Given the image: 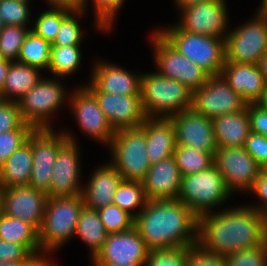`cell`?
Wrapping results in <instances>:
<instances>
[{"label":"cell","instance_id":"f6af8a7d","mask_svg":"<svg viewBox=\"0 0 267 266\" xmlns=\"http://www.w3.org/2000/svg\"><path fill=\"white\" fill-rule=\"evenodd\" d=\"M41 261L23 245L0 239V262Z\"/></svg>","mask_w":267,"mask_h":266},{"label":"cell","instance_id":"1f68e13d","mask_svg":"<svg viewBox=\"0 0 267 266\" xmlns=\"http://www.w3.org/2000/svg\"><path fill=\"white\" fill-rule=\"evenodd\" d=\"M181 175L198 173L214 164V156L199 149L176 145L173 153Z\"/></svg>","mask_w":267,"mask_h":266},{"label":"cell","instance_id":"30bf717a","mask_svg":"<svg viewBox=\"0 0 267 266\" xmlns=\"http://www.w3.org/2000/svg\"><path fill=\"white\" fill-rule=\"evenodd\" d=\"M60 134L54 133L51 128L33 129L27 139L33 158L28 185L45 193L50 189L52 168L58 150L68 140L65 133Z\"/></svg>","mask_w":267,"mask_h":266},{"label":"cell","instance_id":"d590c367","mask_svg":"<svg viewBox=\"0 0 267 266\" xmlns=\"http://www.w3.org/2000/svg\"><path fill=\"white\" fill-rule=\"evenodd\" d=\"M100 219L106 229L111 233H123L130 231L134 227V214L111 204L97 210Z\"/></svg>","mask_w":267,"mask_h":266},{"label":"cell","instance_id":"8d00e7d4","mask_svg":"<svg viewBox=\"0 0 267 266\" xmlns=\"http://www.w3.org/2000/svg\"><path fill=\"white\" fill-rule=\"evenodd\" d=\"M24 26L5 25L0 31V52L4 59L18 60L21 46L31 29Z\"/></svg>","mask_w":267,"mask_h":266},{"label":"cell","instance_id":"5b68a950","mask_svg":"<svg viewBox=\"0 0 267 266\" xmlns=\"http://www.w3.org/2000/svg\"><path fill=\"white\" fill-rule=\"evenodd\" d=\"M159 33L210 76L220 75L226 60L225 38L189 33L178 26L159 30Z\"/></svg>","mask_w":267,"mask_h":266},{"label":"cell","instance_id":"7402d4cb","mask_svg":"<svg viewBox=\"0 0 267 266\" xmlns=\"http://www.w3.org/2000/svg\"><path fill=\"white\" fill-rule=\"evenodd\" d=\"M220 75L247 104H256L266 88L258 64L225 61Z\"/></svg>","mask_w":267,"mask_h":266},{"label":"cell","instance_id":"6f0895ef","mask_svg":"<svg viewBox=\"0 0 267 266\" xmlns=\"http://www.w3.org/2000/svg\"><path fill=\"white\" fill-rule=\"evenodd\" d=\"M257 14L267 17V0H262L261 7L258 10Z\"/></svg>","mask_w":267,"mask_h":266},{"label":"cell","instance_id":"4fadbf2b","mask_svg":"<svg viewBox=\"0 0 267 266\" xmlns=\"http://www.w3.org/2000/svg\"><path fill=\"white\" fill-rule=\"evenodd\" d=\"M213 162L230 192L235 189L250 191L262 170L244 147H218Z\"/></svg>","mask_w":267,"mask_h":266},{"label":"cell","instance_id":"44dd1931","mask_svg":"<svg viewBox=\"0 0 267 266\" xmlns=\"http://www.w3.org/2000/svg\"><path fill=\"white\" fill-rule=\"evenodd\" d=\"M182 175L174 156L152 164L141 181L148 200H176Z\"/></svg>","mask_w":267,"mask_h":266},{"label":"cell","instance_id":"e0dca14e","mask_svg":"<svg viewBox=\"0 0 267 266\" xmlns=\"http://www.w3.org/2000/svg\"><path fill=\"white\" fill-rule=\"evenodd\" d=\"M67 141L59 148L56 160L52 168L50 189L48 197H66L81 195L79 186V159L76 140L69 134ZM80 187V188H79Z\"/></svg>","mask_w":267,"mask_h":266},{"label":"cell","instance_id":"ac0fdd59","mask_svg":"<svg viewBox=\"0 0 267 266\" xmlns=\"http://www.w3.org/2000/svg\"><path fill=\"white\" fill-rule=\"evenodd\" d=\"M149 252L140 233L133 227L127 232L108 234L103 248L93 259V264H127L130 262L143 266Z\"/></svg>","mask_w":267,"mask_h":266},{"label":"cell","instance_id":"9a60e30c","mask_svg":"<svg viewBox=\"0 0 267 266\" xmlns=\"http://www.w3.org/2000/svg\"><path fill=\"white\" fill-rule=\"evenodd\" d=\"M1 192L3 214L27 222L39 231L48 199L47 193L29 185L3 188Z\"/></svg>","mask_w":267,"mask_h":266},{"label":"cell","instance_id":"5bb4252c","mask_svg":"<svg viewBox=\"0 0 267 266\" xmlns=\"http://www.w3.org/2000/svg\"><path fill=\"white\" fill-rule=\"evenodd\" d=\"M86 88L94 95L108 123L117 131L140 127L146 120L141 95H117L100 92L92 83Z\"/></svg>","mask_w":267,"mask_h":266},{"label":"cell","instance_id":"4dcf8cb0","mask_svg":"<svg viewBox=\"0 0 267 266\" xmlns=\"http://www.w3.org/2000/svg\"><path fill=\"white\" fill-rule=\"evenodd\" d=\"M50 51L51 43L30 30L21 46L17 62L38 69L48 68Z\"/></svg>","mask_w":267,"mask_h":266},{"label":"cell","instance_id":"ba28073f","mask_svg":"<svg viewBox=\"0 0 267 266\" xmlns=\"http://www.w3.org/2000/svg\"><path fill=\"white\" fill-rule=\"evenodd\" d=\"M226 36L225 61L258 64L267 51V17L257 14L252 22Z\"/></svg>","mask_w":267,"mask_h":266},{"label":"cell","instance_id":"11a10c76","mask_svg":"<svg viewBox=\"0 0 267 266\" xmlns=\"http://www.w3.org/2000/svg\"><path fill=\"white\" fill-rule=\"evenodd\" d=\"M258 65L261 70V74L263 75L265 84L267 85V51L263 54Z\"/></svg>","mask_w":267,"mask_h":266},{"label":"cell","instance_id":"ffe728a7","mask_svg":"<svg viewBox=\"0 0 267 266\" xmlns=\"http://www.w3.org/2000/svg\"><path fill=\"white\" fill-rule=\"evenodd\" d=\"M72 94L71 105L82 131L110 144L115 131L99 108L94 95L84 86Z\"/></svg>","mask_w":267,"mask_h":266},{"label":"cell","instance_id":"74e56055","mask_svg":"<svg viewBox=\"0 0 267 266\" xmlns=\"http://www.w3.org/2000/svg\"><path fill=\"white\" fill-rule=\"evenodd\" d=\"M33 127L24 123L20 128L0 133V168L11 154L27 142Z\"/></svg>","mask_w":267,"mask_h":266},{"label":"cell","instance_id":"91938a15","mask_svg":"<svg viewBox=\"0 0 267 266\" xmlns=\"http://www.w3.org/2000/svg\"><path fill=\"white\" fill-rule=\"evenodd\" d=\"M3 215V199H2V192L0 188V218Z\"/></svg>","mask_w":267,"mask_h":266},{"label":"cell","instance_id":"bcb514c9","mask_svg":"<svg viewBox=\"0 0 267 266\" xmlns=\"http://www.w3.org/2000/svg\"><path fill=\"white\" fill-rule=\"evenodd\" d=\"M184 266H227L224 256L203 251L198 245L189 247Z\"/></svg>","mask_w":267,"mask_h":266},{"label":"cell","instance_id":"680465c9","mask_svg":"<svg viewBox=\"0 0 267 266\" xmlns=\"http://www.w3.org/2000/svg\"><path fill=\"white\" fill-rule=\"evenodd\" d=\"M94 266H141L138 263H130L127 264H119V263H111V264H94Z\"/></svg>","mask_w":267,"mask_h":266},{"label":"cell","instance_id":"7dc6e473","mask_svg":"<svg viewBox=\"0 0 267 266\" xmlns=\"http://www.w3.org/2000/svg\"><path fill=\"white\" fill-rule=\"evenodd\" d=\"M244 149L252 156L262 169L267 168V137L250 132Z\"/></svg>","mask_w":267,"mask_h":266},{"label":"cell","instance_id":"603a6c76","mask_svg":"<svg viewBox=\"0 0 267 266\" xmlns=\"http://www.w3.org/2000/svg\"><path fill=\"white\" fill-rule=\"evenodd\" d=\"M160 118V119H159ZM147 117L141 124L147 141V155L151 165L173 156L176 138L170 118Z\"/></svg>","mask_w":267,"mask_h":266},{"label":"cell","instance_id":"484cf974","mask_svg":"<svg viewBox=\"0 0 267 266\" xmlns=\"http://www.w3.org/2000/svg\"><path fill=\"white\" fill-rule=\"evenodd\" d=\"M212 120L218 147H244L251 132L248 104L239 112L220 115Z\"/></svg>","mask_w":267,"mask_h":266},{"label":"cell","instance_id":"277c9868","mask_svg":"<svg viewBox=\"0 0 267 266\" xmlns=\"http://www.w3.org/2000/svg\"><path fill=\"white\" fill-rule=\"evenodd\" d=\"M83 207L82 195L48 197L43 222L38 231L41 250L50 251L60 247L75 235Z\"/></svg>","mask_w":267,"mask_h":266},{"label":"cell","instance_id":"836d02e7","mask_svg":"<svg viewBox=\"0 0 267 266\" xmlns=\"http://www.w3.org/2000/svg\"><path fill=\"white\" fill-rule=\"evenodd\" d=\"M148 202L141 181L123 180L114 194L113 204L131 214V210L139 205L143 209Z\"/></svg>","mask_w":267,"mask_h":266},{"label":"cell","instance_id":"8fae6325","mask_svg":"<svg viewBox=\"0 0 267 266\" xmlns=\"http://www.w3.org/2000/svg\"><path fill=\"white\" fill-rule=\"evenodd\" d=\"M247 103L221 75L209 76L206 83L193 92L192 109L205 117L231 114L243 110Z\"/></svg>","mask_w":267,"mask_h":266},{"label":"cell","instance_id":"4316f807","mask_svg":"<svg viewBox=\"0 0 267 266\" xmlns=\"http://www.w3.org/2000/svg\"><path fill=\"white\" fill-rule=\"evenodd\" d=\"M32 148L26 142L15 150L0 168V188L26 186L31 178Z\"/></svg>","mask_w":267,"mask_h":266},{"label":"cell","instance_id":"d6a6232c","mask_svg":"<svg viewBox=\"0 0 267 266\" xmlns=\"http://www.w3.org/2000/svg\"><path fill=\"white\" fill-rule=\"evenodd\" d=\"M80 45L51 46L48 69L56 76H67L76 71L81 61Z\"/></svg>","mask_w":267,"mask_h":266},{"label":"cell","instance_id":"ab89813d","mask_svg":"<svg viewBox=\"0 0 267 266\" xmlns=\"http://www.w3.org/2000/svg\"><path fill=\"white\" fill-rule=\"evenodd\" d=\"M189 247L152 250L143 266H184Z\"/></svg>","mask_w":267,"mask_h":266},{"label":"cell","instance_id":"8992f818","mask_svg":"<svg viewBox=\"0 0 267 266\" xmlns=\"http://www.w3.org/2000/svg\"><path fill=\"white\" fill-rule=\"evenodd\" d=\"M229 194L231 192L225 185L223 175L213 164L204 171L183 175L177 200L184 203L199 218L210 213V207L222 205Z\"/></svg>","mask_w":267,"mask_h":266},{"label":"cell","instance_id":"6da1fadb","mask_svg":"<svg viewBox=\"0 0 267 266\" xmlns=\"http://www.w3.org/2000/svg\"><path fill=\"white\" fill-rule=\"evenodd\" d=\"M267 242V216L251 207L198 218L197 245L205 252L226 257Z\"/></svg>","mask_w":267,"mask_h":266},{"label":"cell","instance_id":"d4e9b609","mask_svg":"<svg viewBox=\"0 0 267 266\" xmlns=\"http://www.w3.org/2000/svg\"><path fill=\"white\" fill-rule=\"evenodd\" d=\"M93 71L91 83L103 93L140 95L142 75L135 76L109 63H99Z\"/></svg>","mask_w":267,"mask_h":266},{"label":"cell","instance_id":"f546056e","mask_svg":"<svg viewBox=\"0 0 267 266\" xmlns=\"http://www.w3.org/2000/svg\"><path fill=\"white\" fill-rule=\"evenodd\" d=\"M97 210L83 207L77 222L75 235L89 245L93 259L101 251L108 237Z\"/></svg>","mask_w":267,"mask_h":266},{"label":"cell","instance_id":"d6986e66","mask_svg":"<svg viewBox=\"0 0 267 266\" xmlns=\"http://www.w3.org/2000/svg\"><path fill=\"white\" fill-rule=\"evenodd\" d=\"M181 10L182 22L177 25L181 30L226 39L223 31L225 32L228 18L224 1L198 3Z\"/></svg>","mask_w":267,"mask_h":266},{"label":"cell","instance_id":"ee69618b","mask_svg":"<svg viewBox=\"0 0 267 266\" xmlns=\"http://www.w3.org/2000/svg\"><path fill=\"white\" fill-rule=\"evenodd\" d=\"M87 0H85L86 3ZM94 7L96 8L97 26L100 28L109 29L111 28L112 19L116 15L115 13L123 4L124 0H92Z\"/></svg>","mask_w":267,"mask_h":266},{"label":"cell","instance_id":"60d3db41","mask_svg":"<svg viewBox=\"0 0 267 266\" xmlns=\"http://www.w3.org/2000/svg\"><path fill=\"white\" fill-rule=\"evenodd\" d=\"M84 10L72 12L62 21L61 28L51 46H73L79 45L82 38L81 27L74 15H81ZM76 13V14H75Z\"/></svg>","mask_w":267,"mask_h":266},{"label":"cell","instance_id":"9c48e42d","mask_svg":"<svg viewBox=\"0 0 267 266\" xmlns=\"http://www.w3.org/2000/svg\"><path fill=\"white\" fill-rule=\"evenodd\" d=\"M153 35L159 75L181 82L192 92L206 83L210 75L204 69L184 57L159 32Z\"/></svg>","mask_w":267,"mask_h":266},{"label":"cell","instance_id":"9f6ffc18","mask_svg":"<svg viewBox=\"0 0 267 266\" xmlns=\"http://www.w3.org/2000/svg\"><path fill=\"white\" fill-rule=\"evenodd\" d=\"M256 104L259 105L265 111H267V85L265 90L263 91L261 99Z\"/></svg>","mask_w":267,"mask_h":266},{"label":"cell","instance_id":"7bdbcfd3","mask_svg":"<svg viewBox=\"0 0 267 266\" xmlns=\"http://www.w3.org/2000/svg\"><path fill=\"white\" fill-rule=\"evenodd\" d=\"M24 123L18 102L0 99V133L18 129Z\"/></svg>","mask_w":267,"mask_h":266},{"label":"cell","instance_id":"cb8c5ba5","mask_svg":"<svg viewBox=\"0 0 267 266\" xmlns=\"http://www.w3.org/2000/svg\"><path fill=\"white\" fill-rule=\"evenodd\" d=\"M122 181L123 178L111 163L98 168L86 189L82 190L84 206L98 210L113 204L114 194Z\"/></svg>","mask_w":267,"mask_h":266},{"label":"cell","instance_id":"db71d44e","mask_svg":"<svg viewBox=\"0 0 267 266\" xmlns=\"http://www.w3.org/2000/svg\"><path fill=\"white\" fill-rule=\"evenodd\" d=\"M209 1H224V0H176L178 7H180L181 9L194 5V4L204 3V2H209Z\"/></svg>","mask_w":267,"mask_h":266},{"label":"cell","instance_id":"f5cc1de1","mask_svg":"<svg viewBox=\"0 0 267 266\" xmlns=\"http://www.w3.org/2000/svg\"><path fill=\"white\" fill-rule=\"evenodd\" d=\"M0 266H46L42 261L0 262Z\"/></svg>","mask_w":267,"mask_h":266},{"label":"cell","instance_id":"f35d334b","mask_svg":"<svg viewBox=\"0 0 267 266\" xmlns=\"http://www.w3.org/2000/svg\"><path fill=\"white\" fill-rule=\"evenodd\" d=\"M227 266H267V242L225 257Z\"/></svg>","mask_w":267,"mask_h":266},{"label":"cell","instance_id":"e575fe53","mask_svg":"<svg viewBox=\"0 0 267 266\" xmlns=\"http://www.w3.org/2000/svg\"><path fill=\"white\" fill-rule=\"evenodd\" d=\"M71 12H73V10L65 7H53L52 9L43 12L38 17L35 26L31 31L37 36L52 43L61 28L62 21Z\"/></svg>","mask_w":267,"mask_h":266},{"label":"cell","instance_id":"f1b7e54d","mask_svg":"<svg viewBox=\"0 0 267 266\" xmlns=\"http://www.w3.org/2000/svg\"><path fill=\"white\" fill-rule=\"evenodd\" d=\"M40 69L17 62L10 63L5 83L0 94L1 100L12 101L11 94L18 96L13 101L18 102L40 80ZM10 95V96H9Z\"/></svg>","mask_w":267,"mask_h":266},{"label":"cell","instance_id":"b9f144b4","mask_svg":"<svg viewBox=\"0 0 267 266\" xmlns=\"http://www.w3.org/2000/svg\"><path fill=\"white\" fill-rule=\"evenodd\" d=\"M27 2L20 0H0V15L5 25L26 26L29 19Z\"/></svg>","mask_w":267,"mask_h":266},{"label":"cell","instance_id":"6125c7cd","mask_svg":"<svg viewBox=\"0 0 267 266\" xmlns=\"http://www.w3.org/2000/svg\"><path fill=\"white\" fill-rule=\"evenodd\" d=\"M4 58L2 56V53L0 52V61H2Z\"/></svg>","mask_w":267,"mask_h":266},{"label":"cell","instance_id":"f907efd6","mask_svg":"<svg viewBox=\"0 0 267 266\" xmlns=\"http://www.w3.org/2000/svg\"><path fill=\"white\" fill-rule=\"evenodd\" d=\"M54 7H65L74 11H80L85 8V0H49Z\"/></svg>","mask_w":267,"mask_h":266},{"label":"cell","instance_id":"94428289","mask_svg":"<svg viewBox=\"0 0 267 266\" xmlns=\"http://www.w3.org/2000/svg\"><path fill=\"white\" fill-rule=\"evenodd\" d=\"M5 27L2 16L0 15V31Z\"/></svg>","mask_w":267,"mask_h":266},{"label":"cell","instance_id":"7a4b0ae2","mask_svg":"<svg viewBox=\"0 0 267 266\" xmlns=\"http://www.w3.org/2000/svg\"><path fill=\"white\" fill-rule=\"evenodd\" d=\"M134 218L150 251L197 245L198 217L177 199L148 200Z\"/></svg>","mask_w":267,"mask_h":266},{"label":"cell","instance_id":"52a82bcc","mask_svg":"<svg viewBox=\"0 0 267 266\" xmlns=\"http://www.w3.org/2000/svg\"><path fill=\"white\" fill-rule=\"evenodd\" d=\"M112 165L125 181H142L149 168L147 141L141 127L123 128L115 131L110 141Z\"/></svg>","mask_w":267,"mask_h":266},{"label":"cell","instance_id":"681fc988","mask_svg":"<svg viewBox=\"0 0 267 266\" xmlns=\"http://www.w3.org/2000/svg\"><path fill=\"white\" fill-rule=\"evenodd\" d=\"M259 198L263 201V205L259 207H252L259 213L267 215V170L262 169L254 181L253 187L251 189Z\"/></svg>","mask_w":267,"mask_h":266},{"label":"cell","instance_id":"c3c4849f","mask_svg":"<svg viewBox=\"0 0 267 266\" xmlns=\"http://www.w3.org/2000/svg\"><path fill=\"white\" fill-rule=\"evenodd\" d=\"M251 131L267 137V111L257 104H248Z\"/></svg>","mask_w":267,"mask_h":266},{"label":"cell","instance_id":"816d5d0a","mask_svg":"<svg viewBox=\"0 0 267 266\" xmlns=\"http://www.w3.org/2000/svg\"><path fill=\"white\" fill-rule=\"evenodd\" d=\"M12 61L3 59L2 61H0V94L2 93V89L5 83V79H6V75H7V71L9 69L10 63Z\"/></svg>","mask_w":267,"mask_h":266},{"label":"cell","instance_id":"7c38bea8","mask_svg":"<svg viewBox=\"0 0 267 266\" xmlns=\"http://www.w3.org/2000/svg\"><path fill=\"white\" fill-rule=\"evenodd\" d=\"M56 82L41 79L18 101L22 119L34 129L50 128L48 115L54 113L65 99L64 88Z\"/></svg>","mask_w":267,"mask_h":266},{"label":"cell","instance_id":"3957f363","mask_svg":"<svg viewBox=\"0 0 267 266\" xmlns=\"http://www.w3.org/2000/svg\"><path fill=\"white\" fill-rule=\"evenodd\" d=\"M140 95L147 117L161 114V117L169 118L192 109L193 92L181 82L158 73L142 75Z\"/></svg>","mask_w":267,"mask_h":266},{"label":"cell","instance_id":"83f0119b","mask_svg":"<svg viewBox=\"0 0 267 266\" xmlns=\"http://www.w3.org/2000/svg\"><path fill=\"white\" fill-rule=\"evenodd\" d=\"M0 239L23 245L46 266H50L49 260L44 258L45 256L37 255L38 250L41 249L38 231L29 223L3 214L0 218Z\"/></svg>","mask_w":267,"mask_h":266},{"label":"cell","instance_id":"2e32d148","mask_svg":"<svg viewBox=\"0 0 267 266\" xmlns=\"http://www.w3.org/2000/svg\"><path fill=\"white\" fill-rule=\"evenodd\" d=\"M169 118L173 122L176 145L199 149L214 156L218 146L211 118L193 109L183 110Z\"/></svg>","mask_w":267,"mask_h":266}]
</instances>
